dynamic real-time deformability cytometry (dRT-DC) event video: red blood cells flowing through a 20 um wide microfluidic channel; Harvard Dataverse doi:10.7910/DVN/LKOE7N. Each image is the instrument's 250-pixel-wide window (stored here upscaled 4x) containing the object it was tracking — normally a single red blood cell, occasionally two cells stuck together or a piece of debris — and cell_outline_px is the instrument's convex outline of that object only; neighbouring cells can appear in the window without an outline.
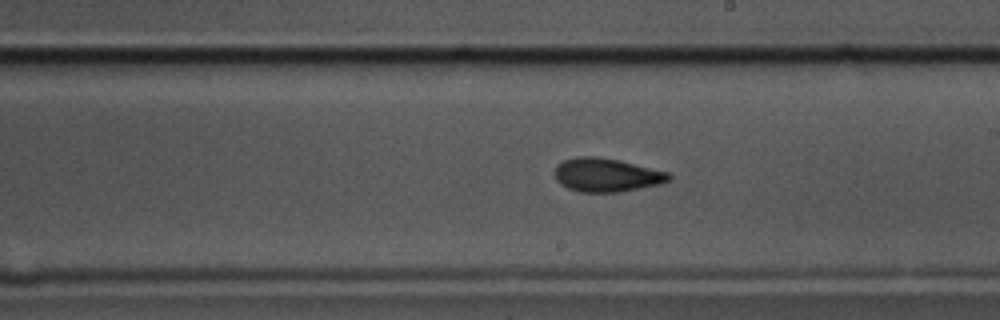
{"species": "common noctule bat (a hibernating species)", "species_latin": "Nyctalus noctula", "temperature_condition": "cold", "stored_images_in_passage": 44, "camera_frame_rate_fps": 3000, "um_per_image_px": 0.085, "animal": {"sex": "male", "body_mass_g": 17.5, "forearm_length_mm": 52.3}, "frame": {"image": 1, "passage_image": 20, "time_ms": 6.333, "image_size_px": [1000, 320], "cell_outline_px": [[672, 176], [668, 180], [660, 184], [620, 192], [580, 192], [568, 188], [560, 184], [556, 180], [556, 164], [564, 160], [576, 156], [596, 156], [620, 160], [668, 172]], "centroid_in_image_um": [51.54, 14.87], "position_along_channel_um": 237.5, "area_um2": 22.37}}
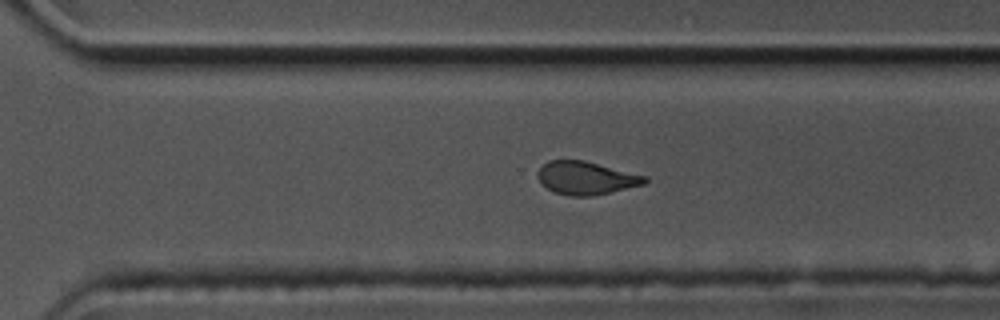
{"frame": {"image": 2, "passage_image": 27, "time_ms": 8.667, "image_size_px": [1000, 320], "cell_outline_px": [[648, 180], [644, 184], [592, 196], [572, 196], [552, 192], [536, 176], [536, 172], [548, 160], [584, 160], [648, 176]], "centroid_in_image_um": [49.81, 15.12], "position_along_channel_um": 320.8, "area_um2": 20.58}}
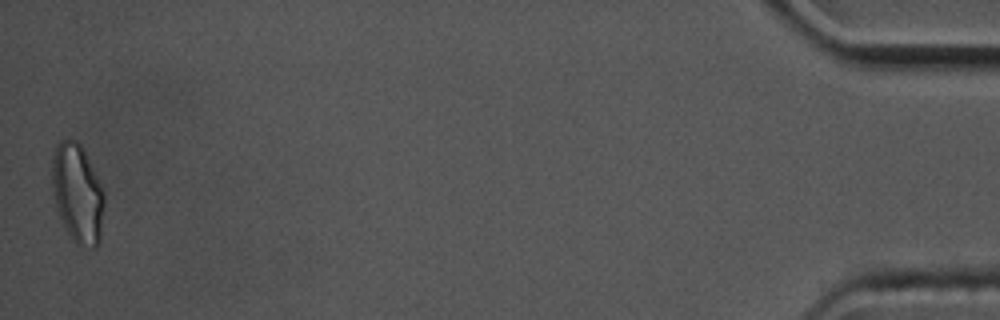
{"frame": {"image": 3, "passage_image": 44, "time_ms": 14.333, "image_size_px": [1000, 320], "cell_outline_px": [[104, 204], [100, 240], [96, 248], [92, 248], [76, 244], [72, 240], [56, 208], [52, 184], [52, 156], [56, 144], [60, 140], [76, 140], [80, 144], [104, 188]], "centroid_in_image_um": [6.6, 16.44], "position_along_channel_um": 428.6, "area_um2": 30.11}, "authors_computed_cell_mechanics": {"area_um2": 22.3397, "velocity_mm_per_s": 3.577, "shape_relaxation_time_tau1_ms": 5.9737, "shape_relaxation_time_tau2_ms": 2.2686, "deformation_change_tau1": 0.1305, "deformation_change_tau2": 0.0942}}